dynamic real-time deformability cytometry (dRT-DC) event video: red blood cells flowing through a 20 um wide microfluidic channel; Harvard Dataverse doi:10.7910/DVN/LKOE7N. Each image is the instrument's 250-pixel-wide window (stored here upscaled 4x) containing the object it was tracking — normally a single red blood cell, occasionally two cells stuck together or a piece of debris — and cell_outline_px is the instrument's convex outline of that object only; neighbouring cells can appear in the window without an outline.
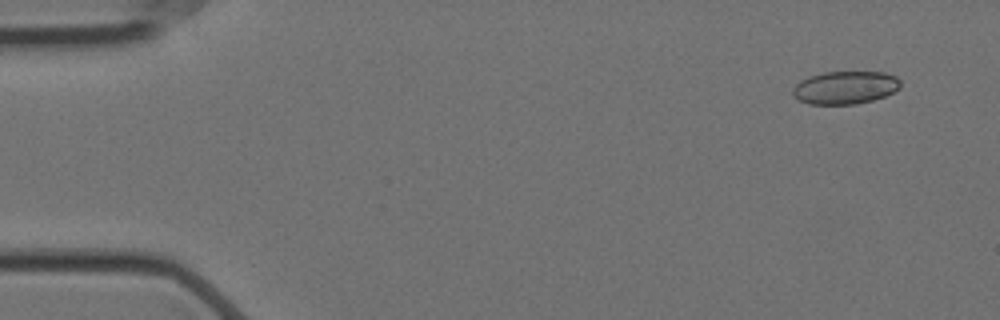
{"species": "Egyptian fruit bat (a non-hibernating species)", "species_latin": "Rousettus aegyptiacus", "temperature_condition": "cold", "stored_images_in_passage": 11, "camera_frame_rate_fps": 3000, "um_per_image_px": 0.085, "animal": {"sex": "female"}, "frame": {"image": 1, "passage_image": 4, "time_ms": 1.0, "image_size_px": [1000, 320], "cell_outline_px": [[900, 88], [884, 96], [872, 100], [856, 104], [808, 104], [792, 96], [792, 88], [800, 80], [808, 76], [824, 72], [884, 72], [896, 76], [900, 80]], "centroid_in_image_um": [71.81, 7.44], "position_along_channel_um": 13.2, "area_um2": 20.75}}